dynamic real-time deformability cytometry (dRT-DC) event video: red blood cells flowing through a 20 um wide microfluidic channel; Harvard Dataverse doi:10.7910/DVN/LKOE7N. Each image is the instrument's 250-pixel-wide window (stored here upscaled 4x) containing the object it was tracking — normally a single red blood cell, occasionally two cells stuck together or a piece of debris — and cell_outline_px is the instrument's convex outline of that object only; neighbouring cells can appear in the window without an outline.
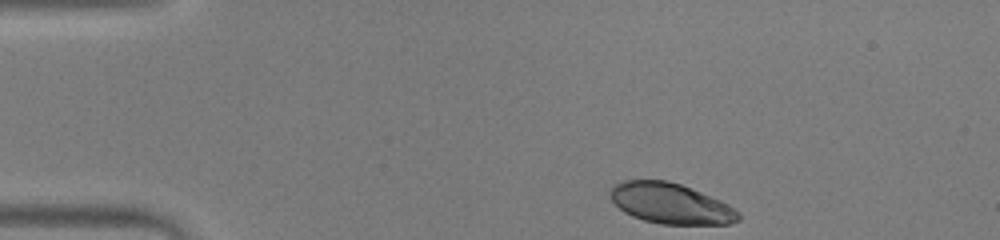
{"species": "human", "species_latin": "Homo sapiens", "temperature_condition": "warm", "stored_images_in_passage": 41, "camera_frame_rate_fps": 3000, "um_per_image_px": 0.085, "donor": {"sex": "male"}, "frame": {"image": 1, "passage_image": 1, "time_ms": 0.0, "image_size_px": [1000, 240], "cell_outline_px": [[740, 220], [728, 224], [660, 224], [644, 220], [632, 216], [624, 212], [612, 200], [612, 188], [616, 184], [624, 180], [668, 180], [680, 184], [720, 200], [736, 208], [740, 212]], "centroid_in_image_um": [57.05, 17.3], "position_along_channel_um": 28.0, "area_um2": 30.06}}
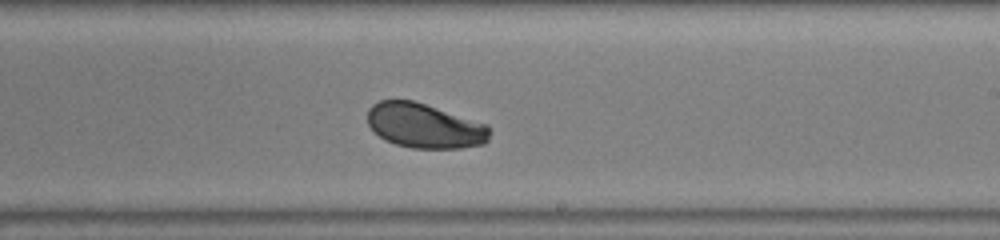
{"frame": {"image": 2, "passage_image": 22, "time_ms": 7.0, "image_size_px": [1000, 240], "cell_outline_px": [[488, 140], [484, 144], [460, 148], [412, 148], [396, 144], [384, 140], [368, 124], [368, 108], [372, 104], [380, 100], [412, 100], [488, 124]], "centroid_in_image_um": [36.07, 10.69], "position_along_channel_um": 252.9, "area_um2": 31.62}}
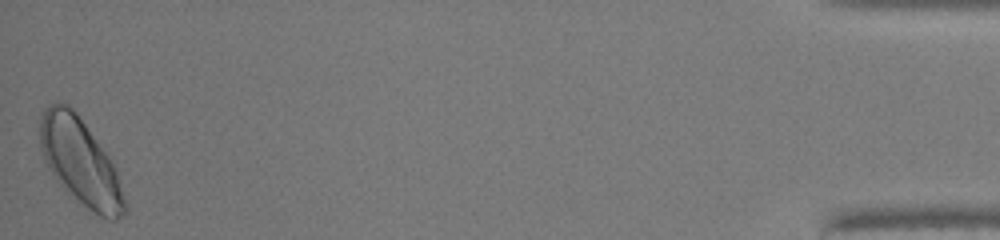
{"frame": {"image": 3, "passage_image": 41, "time_ms": 13.333, "image_size_px": [1000, 240], "cell_outline_px": [[128, 212], [116, 220], [108, 220], [100, 216], [88, 208], [60, 184], [48, 168], [44, 160], [40, 148], [40, 116], [44, 108], [48, 104], [56, 100], [68, 104], [76, 112], [108, 156], [116, 172], [128, 208]], "centroid_in_image_um": [6.81, 13.73], "position_along_channel_um": 428.4, "area_um2": 42.31}, "authors_computed_cell_mechanics": {"area_um2": 32.657, "velocity_mm_per_s": 4.2356, "shape_relaxation_time_tau1_ms": 1.8575, "shape_relaxation_time_tau2_ms": null, "deformation_change_tau1": 0.1183, "deformation_change_tau2": null}}